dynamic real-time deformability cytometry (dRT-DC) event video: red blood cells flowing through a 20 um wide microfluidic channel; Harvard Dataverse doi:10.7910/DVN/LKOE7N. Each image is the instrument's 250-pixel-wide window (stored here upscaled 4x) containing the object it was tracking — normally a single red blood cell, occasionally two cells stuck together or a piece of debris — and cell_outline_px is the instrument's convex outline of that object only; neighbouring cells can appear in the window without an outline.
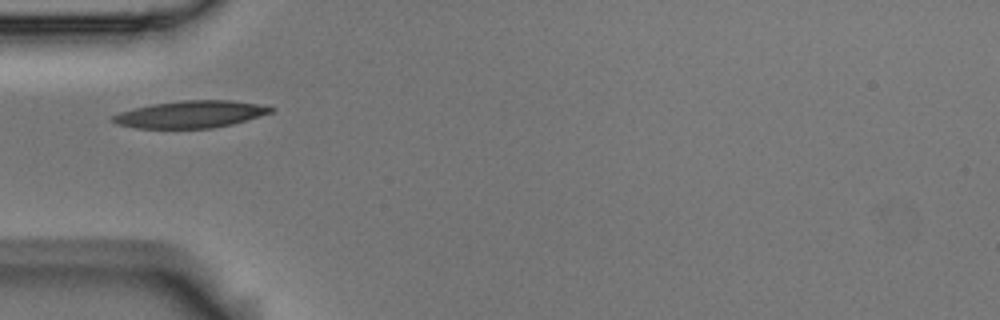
{"species": "Egyptian fruit bat (a non-hibernating species)", "species_latin": "Rousettus aegyptiacus", "temperature_condition": "room temperature", "stored_images_in_passage": 3, "camera_frame_rate_fps": 3000, "um_per_image_px": 0.085, "animal": {"sex": "male"}, "frame": {"image": 1, "passage_image": 1, "time_ms": 0.0, "image_size_px": [1000, 320], "cell_outline_px": [[276, 108], [272, 112], [232, 124], [212, 128], [136, 128], [116, 124], [112, 120], [112, 116], [120, 112], [132, 108], [152, 104], [180, 100], [232, 100], [256, 104]], "centroid_in_image_um": [16.16, 9.71], "position_along_channel_um": 68.8, "area_um2": 24.85}}
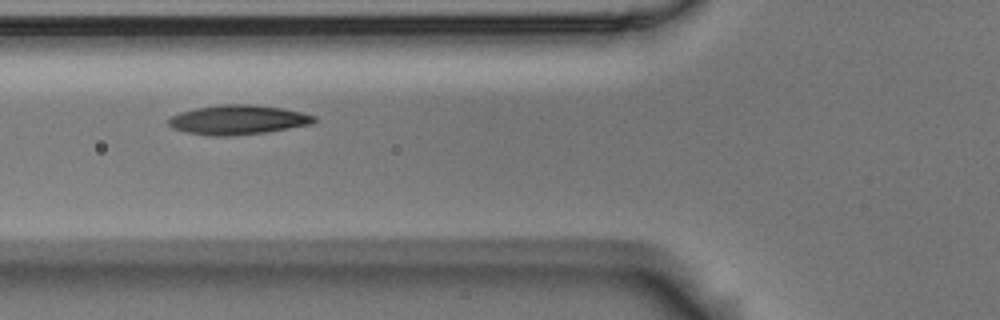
{"frame": {"image": 2, "passage_image": 2, "time_ms": 0.333, "image_size_px": [1000, 320], "cell_outline_px": [[316, 120], [312, 124], [268, 132], [232, 136], [208, 136], [188, 132], [172, 128], [168, 124], [168, 116], [180, 112], [196, 108], [220, 104], [252, 104], [280, 108], [300, 112], [316, 116]], "centroid_in_image_um": [20.2, 10.19], "position_along_channel_um": 105.6, "area_um2": 25.14}}
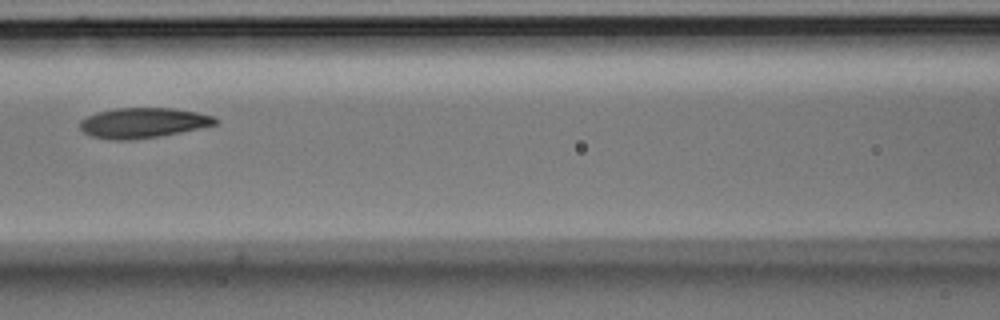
{"frame": {"image": 3, "passage_image": 3, "time_ms": 0.667, "image_size_px": [1000, 320], "cell_outline_px": [[220, 120], [216, 124], [200, 128], [160, 136], [132, 140], [108, 140], [88, 136], [80, 128], [80, 120], [96, 112], [116, 108], [172, 108], [196, 112], [216, 116]], "centroid_in_image_um": [12.15, 10.45], "position_along_channel_um": 154.5, "area_um2": 24.04}}